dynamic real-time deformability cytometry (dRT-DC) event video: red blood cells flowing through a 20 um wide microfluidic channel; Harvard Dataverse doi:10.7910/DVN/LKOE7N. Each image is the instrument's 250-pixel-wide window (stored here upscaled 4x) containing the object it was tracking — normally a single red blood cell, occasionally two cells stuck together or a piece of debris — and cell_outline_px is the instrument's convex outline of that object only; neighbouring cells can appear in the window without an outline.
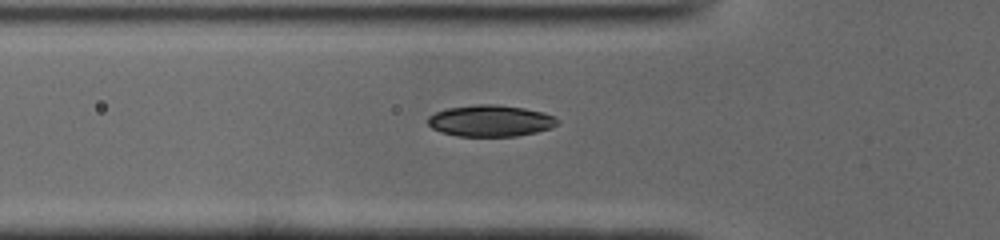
{"species": "common noctule bat (a hibernating species)", "species_latin": "Nyctalus noctula", "temperature_condition": "cold", "stored_images_in_passage": 35, "camera_frame_rate_fps": 3000, "um_per_image_px": 0.085, "animal": {"sex": "male", "body_mass_g": 19.0, "forearm_length_mm": 50.8}, "frame": {"image": 1, "passage_image": 5, "time_ms": 1.333, "image_size_px": [1000, 240], "cell_outline_px": [[560, 120], [552, 128], [536, 132], [516, 136], [456, 136], [432, 128], [428, 124], [428, 116], [436, 112], [448, 108], [476, 104], [496, 104], [524, 108], [544, 112]], "centroid_in_image_um": [41.7, 10.26], "position_along_channel_um": 84.1, "area_um2": 23.7}}
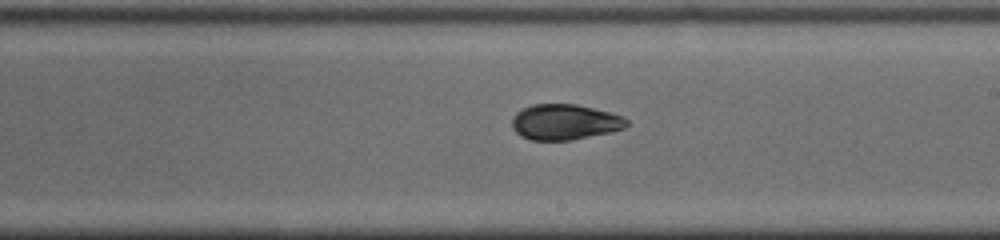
{"frame": {"image": 2, "passage_image": 17, "time_ms": 5.333, "image_size_px": [1000, 240], "cell_outline_px": [[628, 124], [624, 128], [608, 132], [572, 140], [528, 140], [520, 136], [512, 128], [512, 120], [516, 112], [532, 104], [576, 104], [624, 116], [628, 120]], "centroid_in_image_um": [47.97, 10.37], "position_along_channel_um": 241.0, "area_um2": 23.7}}
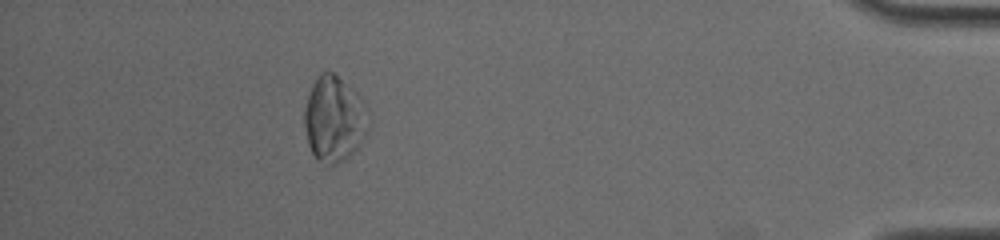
{"frame": {"image": 3, "passage_image": 34, "time_ms": 11.0, "image_size_px": [1000, 240], "cell_outline_px": [[368, 132], [360, 144], [344, 160], [336, 164], [332, 164], [320, 160], [312, 152], [308, 144], [304, 124], [304, 108], [312, 84], [320, 72], [332, 72], [356, 92], [368, 108]], "centroid_in_image_um": [28.41, 10.1], "position_along_channel_um": 406.8, "area_um2": 31.67}}